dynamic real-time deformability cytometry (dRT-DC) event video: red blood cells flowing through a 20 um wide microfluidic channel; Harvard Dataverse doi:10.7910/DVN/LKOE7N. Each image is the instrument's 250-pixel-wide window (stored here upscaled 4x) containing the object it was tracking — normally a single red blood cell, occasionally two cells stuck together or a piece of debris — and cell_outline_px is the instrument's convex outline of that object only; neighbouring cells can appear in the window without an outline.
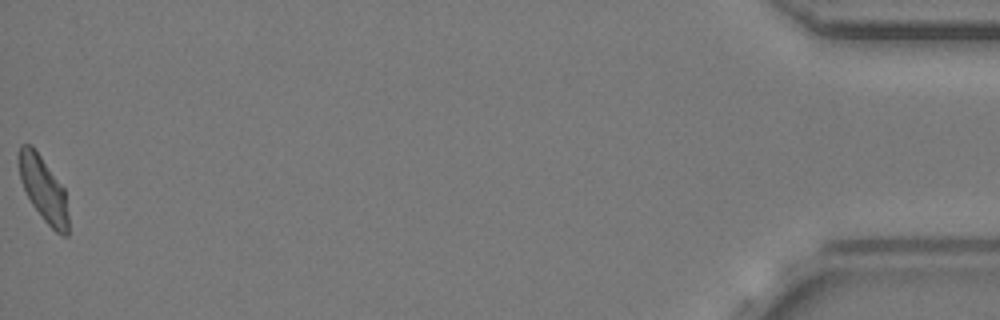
{"species": "common noctule bat (a hibernating species)", "species_latin": "Nyctalus noctula", "temperature_condition": "cold", "stored_images_in_passage": 40, "camera_frame_rate_fps": 3000, "um_per_image_px": 0.085, "animal": {"sex": "female", "body_mass_g": 24.6, "forearm_length_mm": 56.2}, "frame": {"image": 1, "passage_image": 40, "time_ms": 13.0, "image_size_px": [1000, 320], "cell_outline_px": [[68, 236], [64, 236], [56, 232], [44, 220], [32, 204], [20, 180], [20, 144], [32, 144], [64, 188], [68, 216]], "centroid_in_image_um": [3.71, 16.09], "position_along_channel_um": 431.5, "area_um2": 18.26}, "authors_computed_cell_mechanics": {"area_um2": 18.9584, "velocity_mm_per_s": 3.6701, "shape_relaxation_time_tau1_ms": 7.099, "shape_relaxation_time_tau2_ms": 5.0845, "deformation_change_tau1": 0.1655, "deformation_change_tau2": 0.113}}